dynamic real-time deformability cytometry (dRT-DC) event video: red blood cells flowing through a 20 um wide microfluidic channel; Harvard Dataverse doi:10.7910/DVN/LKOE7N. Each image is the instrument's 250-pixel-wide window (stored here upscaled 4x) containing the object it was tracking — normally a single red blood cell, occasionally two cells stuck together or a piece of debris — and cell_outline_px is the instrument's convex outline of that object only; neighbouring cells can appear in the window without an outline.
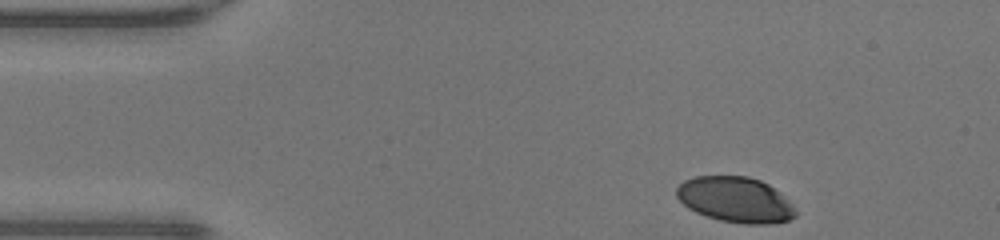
{"species": "human", "species_latin": "Homo sapiens", "temperature_condition": "warm", "stored_images_in_passage": 31, "camera_frame_rate_fps": 3000, "um_per_image_px": 0.085, "donor": {"sex": "male"}, "frame": {"image": 1, "passage_image": 1, "time_ms": 0.0, "image_size_px": [1000, 240], "cell_outline_px": [[796, 216], [788, 220], [768, 224], [744, 224], [720, 220], [696, 212], [688, 208], [676, 196], [676, 188], [684, 180], [696, 176], [748, 176], [760, 180], [768, 184], [780, 192], [792, 204], [796, 212]], "centroid_in_image_um": [62.51, 16.97], "position_along_channel_um": 22.5, "area_um2": 31.5}}
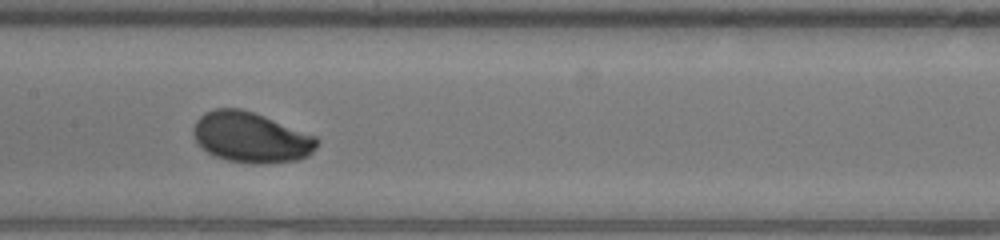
{"frame": {"image": 2, "passage_image": 18, "time_ms": 5.667, "image_size_px": [1000, 240], "cell_outline_px": [[320, 140], [316, 148], [308, 156], [300, 160], [260, 164], [256, 164], [228, 160], [216, 156], [208, 152], [196, 140], [192, 132], [192, 128], [196, 120], [204, 112], [216, 108], [240, 108], [264, 116], [316, 136]], "centroid_in_image_um": [21.35, 11.67], "position_along_channel_um": 186.1, "area_um2": 36.3}}
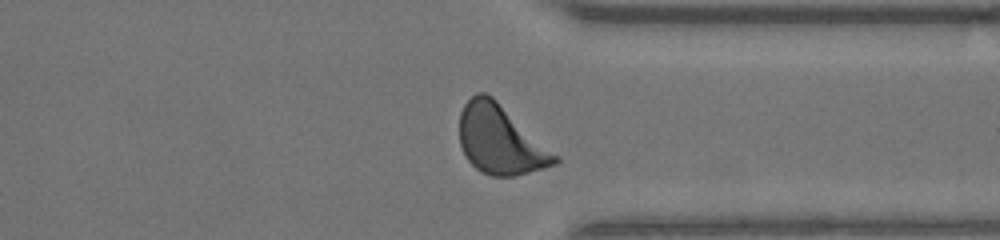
{"frame": {"image": 3, "passage_image": 31, "time_ms": 10.0, "image_size_px": [1000, 240], "cell_outline_px": [[560, 160], [556, 164], [544, 168], [512, 176], [492, 176], [480, 172], [468, 160], [460, 144], [460, 112], [464, 104], [476, 92], [484, 92], [492, 96], [560, 156]], "centroid_in_image_um": [42.54, 11.88], "position_along_channel_um": 368.9, "area_um2": 38.26}, "authors_computed_cell_mechanics": {"area_um2": 35.258, "velocity_mm_per_s": 4.2888, "shape_relaxation_time_tau1_ms": 1.2202, "shape_relaxation_time_tau2_ms": 3.7918, "deformation_change_tau1": 0.1076, "deformation_change_tau2": 0.1}}